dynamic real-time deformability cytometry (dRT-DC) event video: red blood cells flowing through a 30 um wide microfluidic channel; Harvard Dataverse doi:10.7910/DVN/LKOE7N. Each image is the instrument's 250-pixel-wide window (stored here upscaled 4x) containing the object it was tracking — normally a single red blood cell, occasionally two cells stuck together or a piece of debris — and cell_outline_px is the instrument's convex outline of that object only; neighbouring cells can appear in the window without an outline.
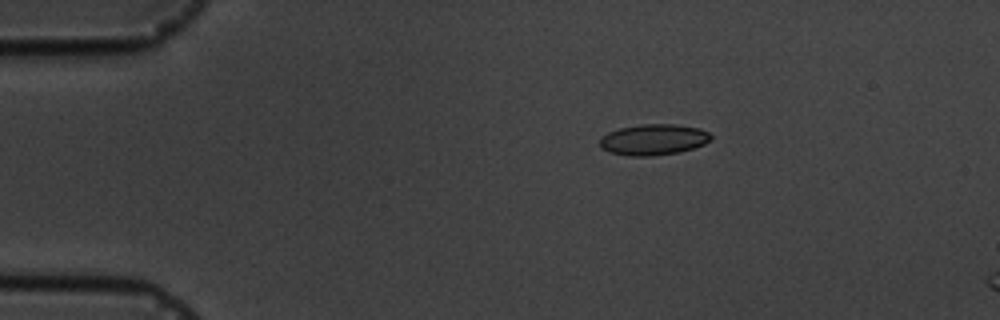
{"species": "common noctule bat (a hibernating species)", "species_latin": "Nyctalus noctula", "temperature_condition": "cold", "stored_images_in_passage": 3, "camera_frame_rate_fps": 3000, "um_per_image_px": 0.085, "animal": {"sex": "male", "body_mass_g": 19.5, "forearm_length_mm": 54.6}, "frame": {"image": 1, "passage_image": 1, "time_ms": 0.0, "image_size_px": [1000, 320], "cell_outline_px": [[712, 136], [704, 144], [680, 152], [652, 156], [628, 156], [608, 152], [600, 148], [600, 136], [608, 132], [620, 128], [640, 124], [676, 124], [700, 128], [708, 132]], "centroid_in_image_um": [55.5, 11.87], "position_along_channel_um": 29.5, "area_um2": 20.17}}